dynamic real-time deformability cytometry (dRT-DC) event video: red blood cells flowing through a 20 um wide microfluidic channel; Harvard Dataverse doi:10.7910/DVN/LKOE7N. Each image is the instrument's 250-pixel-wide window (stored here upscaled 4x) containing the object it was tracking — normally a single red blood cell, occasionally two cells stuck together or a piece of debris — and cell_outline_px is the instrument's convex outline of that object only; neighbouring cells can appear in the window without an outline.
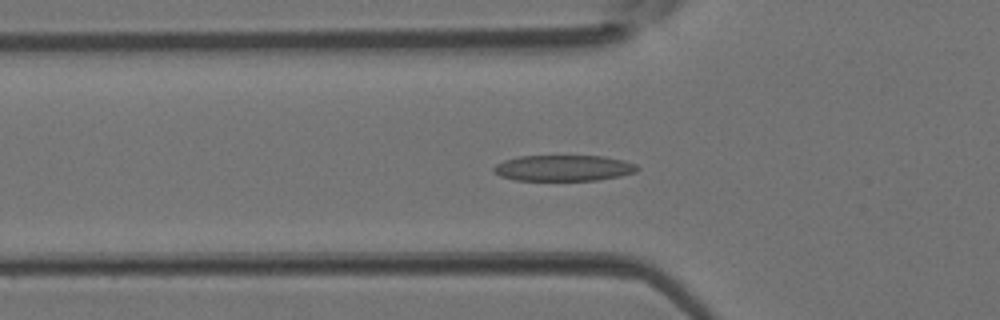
{"species": "Egyptian fruit bat (a non-hibernating species)", "species_latin": "Rousettus aegyptiacus", "temperature_condition": "room temperature", "stored_images_in_passage": 35, "camera_frame_rate_fps": 3000, "um_per_image_px": 0.085, "animal": {"sex": "female"}, "frame": {"image": 1, "passage_image": 6, "time_ms": 1.667, "image_size_px": [1000, 320], "cell_outline_px": [[640, 168], [636, 172], [620, 176], [596, 180], [516, 180], [500, 176], [492, 172], [492, 168], [496, 164], [504, 160], [520, 156], [604, 156], [624, 160], [636, 164]], "centroid_in_image_um": [47.9, 14.28], "position_along_channel_um": 77.9, "area_um2": 21.79}}
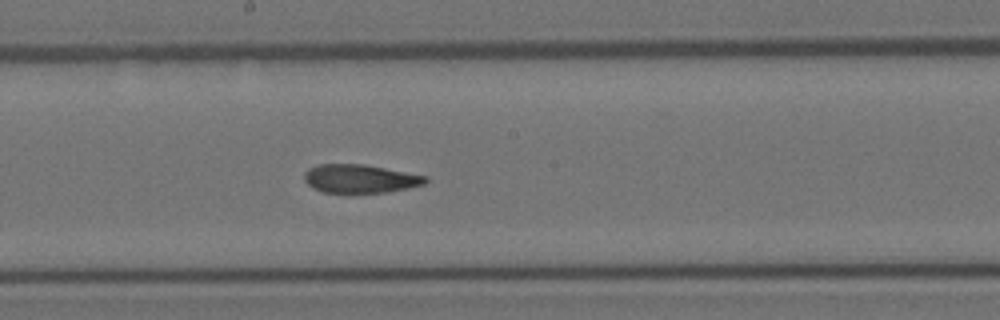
{"frame": {"image": 2, "passage_image": 15, "time_ms": 4.667, "image_size_px": [1000, 320], "cell_outline_px": [[428, 180], [424, 184], [408, 188], [388, 192], [352, 196], [324, 192], [312, 188], [304, 180], [304, 172], [308, 168], [320, 164], [364, 164], [428, 176]], "centroid_in_image_um": [30.58, 15.23], "position_along_channel_um": 217.6, "area_um2": 20.98}}
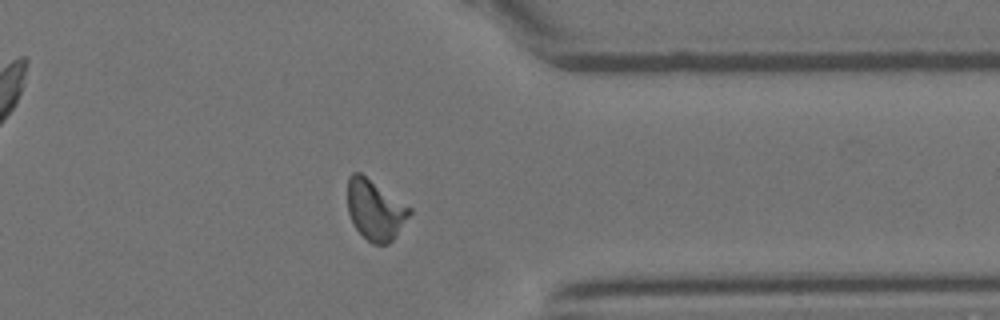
{"frame": {"image": 3, "passage_image": 26, "time_ms": 8.333, "image_size_px": [1000, 320], "cell_outline_px": [[412, 212], [392, 240], [388, 244], [372, 244], [356, 228], [348, 212], [348, 176], [352, 172], [360, 172], [412, 208]], "centroid_in_image_um": [31.88, 17.82], "position_along_channel_um": 379.5, "area_um2": 21.5}}